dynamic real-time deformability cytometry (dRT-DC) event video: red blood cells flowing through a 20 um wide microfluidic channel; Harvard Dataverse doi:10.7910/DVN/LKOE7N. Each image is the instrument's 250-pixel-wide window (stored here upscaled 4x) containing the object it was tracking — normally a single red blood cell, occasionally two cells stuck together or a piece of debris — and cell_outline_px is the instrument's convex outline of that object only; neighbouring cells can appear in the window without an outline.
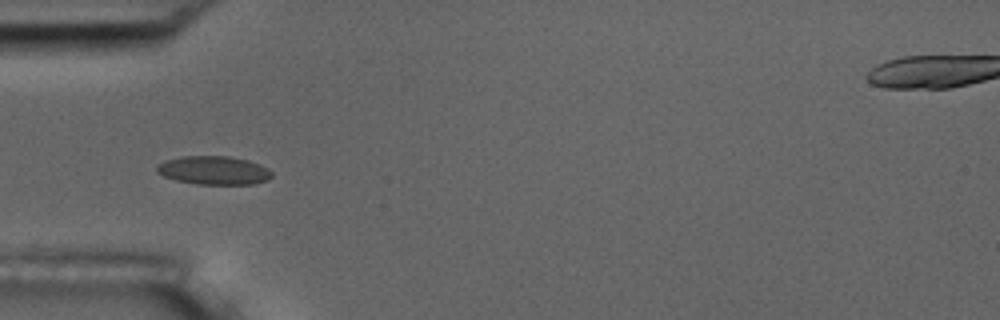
{"species": "common noctule bat (a hibernating species)", "species_latin": "Nyctalus noctula", "temperature_condition": "room temperature", "stored_images_in_passage": 8, "camera_frame_rate_fps": 3000, "um_per_image_px": 0.085, "animal": {"sex": "male", "body_mass_g": 17.5, "forearm_length_mm": 52.3}, "frame": {"image": 1, "passage_image": 5, "time_ms": 4.667, "image_size_px": [1000, 320], "cell_outline_px": [[272, 176], [268, 180], [252, 184], [196, 184], [176, 180], [164, 176], [156, 172], [156, 164], [164, 160], [180, 156], [228, 156], [248, 160], [260, 164], [272, 172]], "centroid_in_image_um": [18.14, 14.47], "position_along_channel_um": 66.9, "area_um2": 19.25}}
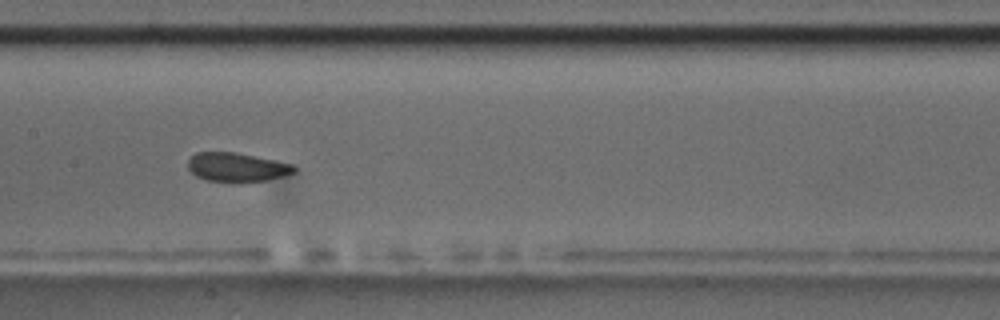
{"frame": {"image": 2, "passage_image": 8, "time_ms": 8.0, "image_size_px": [1000, 320], "cell_outline_px": [[296, 172], [264, 180], [236, 184], [208, 180], [196, 176], [188, 168], [188, 160], [196, 152], [236, 152], [292, 164], [296, 168]], "centroid_in_image_um": [20.1, 14.23], "position_along_channel_um": 187.3, "area_um2": 18.03}}